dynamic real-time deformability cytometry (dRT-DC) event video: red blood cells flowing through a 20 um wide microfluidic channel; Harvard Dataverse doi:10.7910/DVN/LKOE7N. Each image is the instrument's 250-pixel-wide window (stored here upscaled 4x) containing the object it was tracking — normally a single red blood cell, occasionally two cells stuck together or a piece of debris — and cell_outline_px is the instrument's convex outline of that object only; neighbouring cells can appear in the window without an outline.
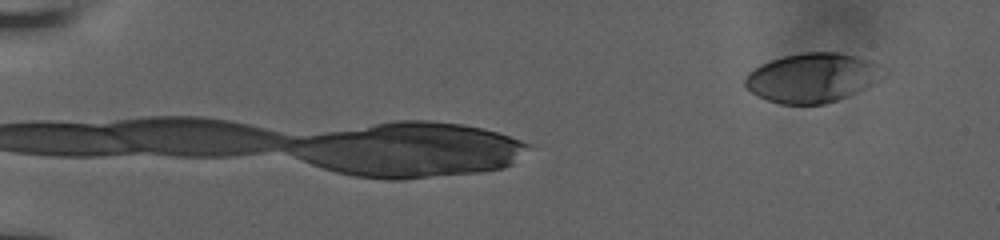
{"species": "human", "species_latin": "Homo sapiens", "temperature_condition": "room temperature", "stored_images_in_passage": 3, "camera_frame_rate_fps": 3000, "um_per_image_px": 0.085, "donor": {"sex": "male"}, "frame": {"image": 1, "passage_image": 3, "time_ms": 2.333, "image_size_px": [1000, 240], "cell_outline_px": [[888, 72], [880, 80], [848, 96], [824, 104], [780, 104], [768, 100], [752, 92], [744, 84], [744, 80], [748, 72], [760, 64], [784, 56], [808, 52], [836, 52], [860, 56], [872, 60], [880, 64]], "centroid_in_image_um": [69.1, 6.59], "position_along_channel_um": 15.9, "area_um2": 39.88}}